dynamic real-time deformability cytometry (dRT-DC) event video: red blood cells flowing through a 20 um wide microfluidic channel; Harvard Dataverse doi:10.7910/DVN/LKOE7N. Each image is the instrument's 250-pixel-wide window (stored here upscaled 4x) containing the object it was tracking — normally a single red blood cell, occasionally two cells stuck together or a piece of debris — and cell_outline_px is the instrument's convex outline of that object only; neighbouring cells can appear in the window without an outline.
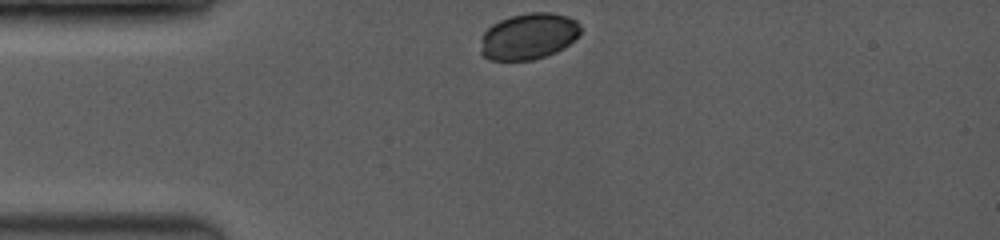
{"species": "common noctule bat (a hibernating species)", "species_latin": "Nyctalus noctula", "temperature_condition": "room temperature", "stored_images_in_passage": 13, "camera_frame_rate_fps": 3500, "um_per_image_px": 0.085, "animal": {"sex": "female", "body_mass_g": 19.0, "forearm_length_mm": 53.3}, "frame": {"image": 1, "passage_image": 1, "time_ms": 0.0, "image_size_px": [1000, 240], "cell_outline_px": [[580, 32], [568, 44], [556, 52], [532, 60], [488, 60], [480, 52], [480, 36], [492, 24], [500, 20], [512, 16], [528, 12], [552, 12], [568, 16], [576, 20], [580, 24]], "centroid_in_image_um": [44.89, 3.08], "position_along_channel_um": 40.1, "area_um2": 27.05}}
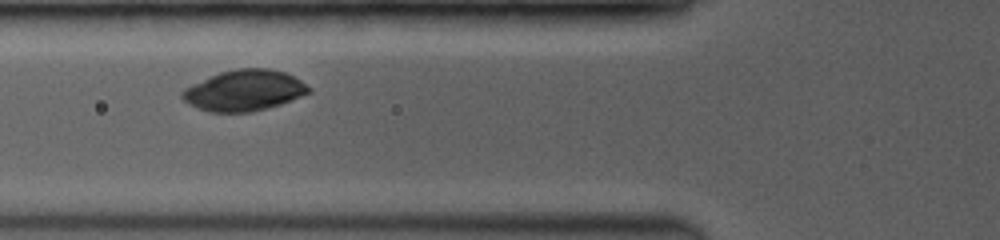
{"frame": {"image": 2, "passage_image": 6, "time_ms": 2.286, "image_size_px": [1000, 240], "cell_outline_px": [[312, 92], [292, 100], [268, 108], [252, 112], [208, 112], [196, 108], [188, 104], [180, 96], [180, 92], [184, 88], [192, 84], [220, 72], [236, 68], [268, 68], [284, 72], [300, 80], [312, 88]], "centroid_in_image_um": [20.75, 7.7], "position_along_channel_um": 105.1, "area_um2": 30.35}}
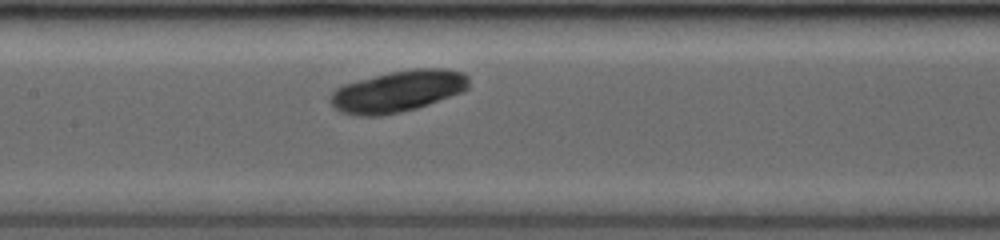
{"frame": {"image": 3, "passage_image": 10, "time_ms": 4.0, "image_size_px": [1000, 240], "cell_outline_px": [[468, 88], [464, 92], [416, 108], [400, 112], [380, 116], [356, 116], [340, 112], [328, 100], [328, 96], [336, 88], [344, 84], [356, 80], [388, 72], [412, 68], [448, 68], [464, 72], [468, 76]], "centroid_in_image_um": [33.82, 7.75], "position_along_channel_um": 173.6, "area_um2": 33.93}}